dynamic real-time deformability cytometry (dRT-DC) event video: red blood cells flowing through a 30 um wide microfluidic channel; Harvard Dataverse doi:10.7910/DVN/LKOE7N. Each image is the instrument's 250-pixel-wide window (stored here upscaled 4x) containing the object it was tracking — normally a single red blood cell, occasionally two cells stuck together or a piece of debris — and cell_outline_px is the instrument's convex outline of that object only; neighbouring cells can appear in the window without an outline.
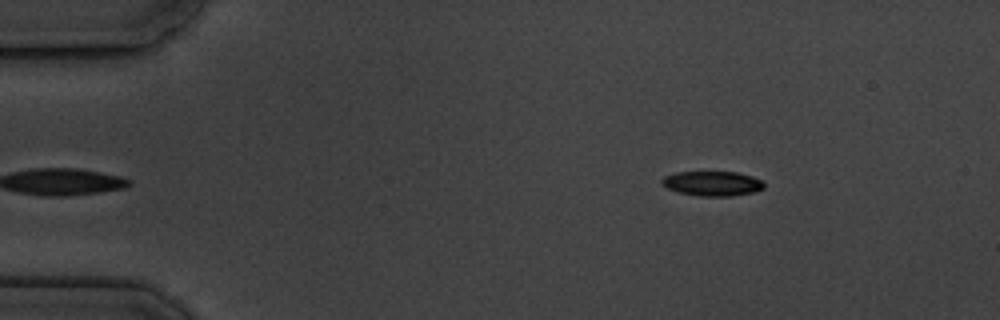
{"species": "common noctule bat (a hibernating species)", "species_latin": "Nyctalus noctula", "temperature_condition": "cold", "stored_images_in_passage": 3, "camera_frame_rate_fps": 3000, "um_per_image_px": 0.085, "animal": {"sex": "male", "body_mass_g": 19.5, "forearm_length_mm": 54.6}, "frame": {"image": 1, "passage_image": 3, "time_ms": 2.667, "image_size_px": [1000, 320], "cell_outline_px": [[764, 188], [756, 192], [732, 196], [700, 196], [676, 192], [668, 188], [660, 180], [664, 176], [676, 172], [736, 172], [752, 176], [760, 180], [764, 184]], "centroid_in_image_um": [60.56, 15.6], "position_along_channel_um": 24.4, "area_um2": 14.74}}